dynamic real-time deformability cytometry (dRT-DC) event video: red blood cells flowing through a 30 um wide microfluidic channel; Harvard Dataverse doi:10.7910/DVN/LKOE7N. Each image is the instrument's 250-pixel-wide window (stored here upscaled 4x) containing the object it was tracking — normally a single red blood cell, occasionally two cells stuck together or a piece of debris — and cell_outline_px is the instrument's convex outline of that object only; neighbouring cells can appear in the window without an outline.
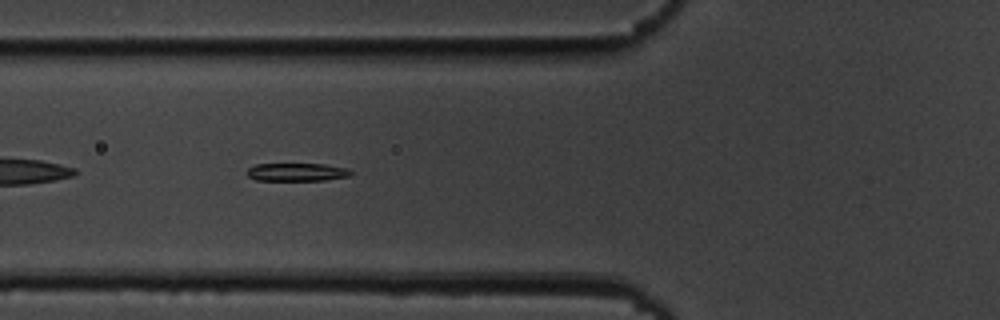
{"species": "common noctule bat (a hibernating species)", "species_latin": "Nyctalus noctula", "temperature_condition": "cold", "stored_images_in_passage": 11, "camera_frame_rate_fps": 3000, "um_per_image_px": 0.085, "animal": {"sex": "male", "body_mass_g": 19.5, "forearm_length_mm": 54.6}, "frame": {"image": 1, "passage_image": 5, "time_ms": 1.333, "image_size_px": [1000, 320], "cell_outline_px": [[352, 176], [324, 180], [256, 180], [248, 176], [244, 172], [248, 168], [256, 164], [324, 164], [348, 168], [352, 172]], "centroid_in_image_um": [25.23, 14.62], "position_along_channel_um": 100.6, "area_um2": 10.98}}
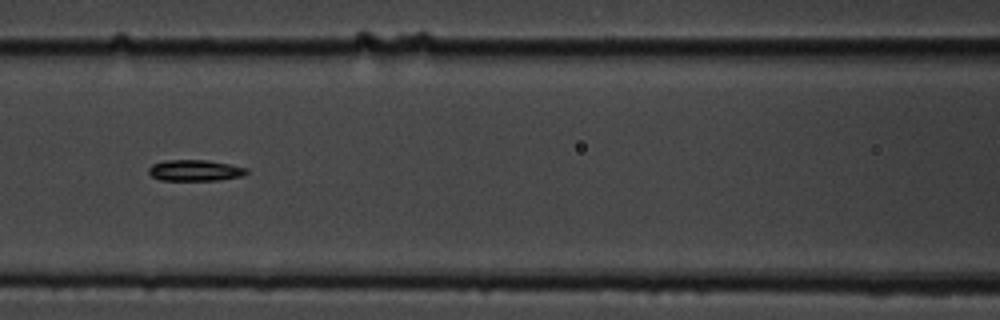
{"frame": {"image": 2, "passage_image": 9, "time_ms": 2.667, "image_size_px": [1000, 320], "cell_outline_px": [[248, 172], [240, 176], [220, 180], [160, 180], [152, 176], [148, 172], [148, 168], [152, 164], [164, 160], [208, 160], [248, 168]], "centroid_in_image_um": [16.55, 14.48], "position_along_channel_um": 150.1, "area_um2": 12.02}}